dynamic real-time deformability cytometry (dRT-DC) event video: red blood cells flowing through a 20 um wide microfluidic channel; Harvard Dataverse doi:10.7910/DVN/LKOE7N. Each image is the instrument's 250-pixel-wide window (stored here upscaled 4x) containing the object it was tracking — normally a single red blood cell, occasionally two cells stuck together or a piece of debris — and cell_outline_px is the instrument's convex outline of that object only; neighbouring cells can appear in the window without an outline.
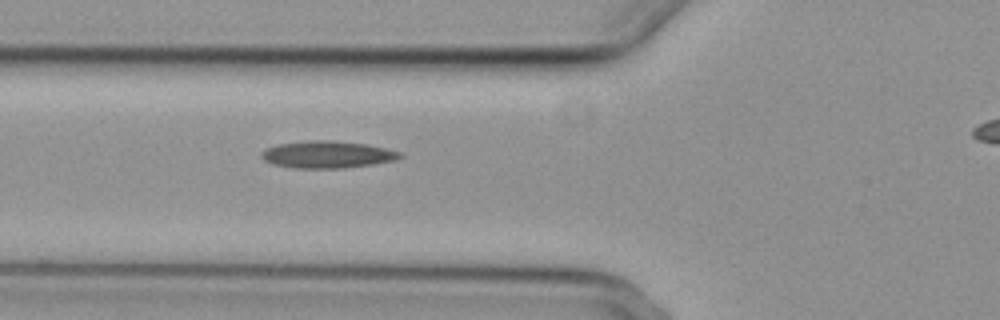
{"species": "common noctule bat (a hibernating species)", "species_latin": "Nyctalus noctula", "temperature_condition": "cold", "stored_images_in_passage": 5, "segment_of_instrument_passage": [1, 2], "camera_frame_rate_fps": 3000, "um_per_image_px": 0.085, "animal": {"sex": "female", "body_mass_g": 29.2, "forearm_length_mm": 56.3}, "frame": {"image": 1, "passage_image": 4, "time_ms": 4.333, "image_size_px": [1000, 320], "cell_outline_px": [[404, 156], [396, 160], [372, 164], [344, 168], [296, 168], [272, 164], [264, 160], [260, 156], [260, 152], [264, 148], [276, 144], [308, 140], [332, 140], [364, 144], [384, 148], [400, 152]], "centroid_in_image_um": [27.76, 13.13], "position_along_channel_um": 98.0, "area_um2": 21.96}}